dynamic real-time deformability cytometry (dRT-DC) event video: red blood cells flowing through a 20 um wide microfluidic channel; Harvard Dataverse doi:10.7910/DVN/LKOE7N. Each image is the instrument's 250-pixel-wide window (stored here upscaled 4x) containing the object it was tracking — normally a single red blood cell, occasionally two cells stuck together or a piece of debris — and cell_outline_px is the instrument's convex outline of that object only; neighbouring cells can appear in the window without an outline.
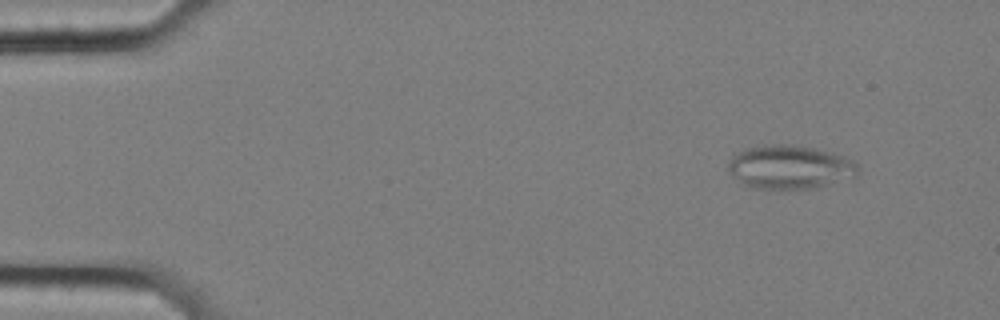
{"species": "common noctule bat (a hibernating species)", "species_latin": "Nyctalus noctula", "temperature_condition": "cold", "stored_images_in_passage": 53, "camera_frame_rate_fps": 3000, "um_per_image_px": 0.085, "animal": {"sex": "female", "body_mass_g": 25.1}, "frame": {"image": 1, "passage_image": 2, "time_ms": 0.333, "image_size_px": [1000, 320], "cell_outline_px": [[860, 172], [856, 176], [816, 188], [748, 188], [732, 176], [728, 172], [728, 160], [736, 152], [744, 148], [764, 144], [792, 144], [816, 148], [844, 156], [852, 160], [856, 164]], "centroid_in_image_um": [67.09, 14.18], "position_along_channel_um": 17.9, "area_um2": 33.41}}
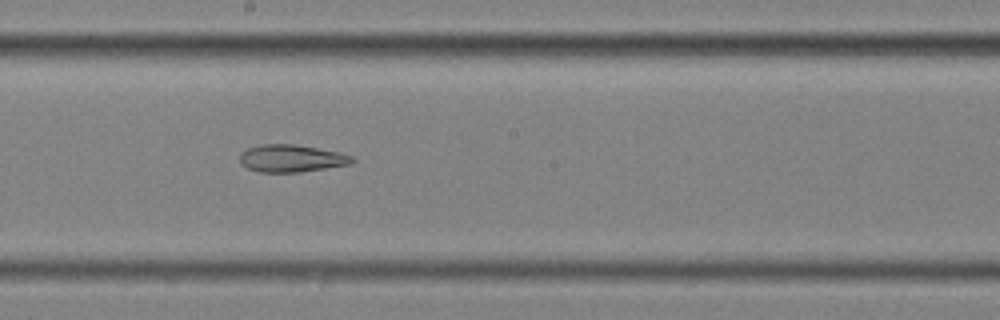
{"frame": {"image": 2, "passage_image": 28, "time_ms": 9.0, "image_size_px": [1000, 320], "cell_outline_px": [[356, 160], [352, 164], [300, 172], [260, 172], [248, 168], [240, 160], [240, 156], [248, 148], [260, 144], [292, 144], [340, 152], [352, 156]], "centroid_in_image_um": [24.82, 13.46], "position_along_channel_um": 223.4, "area_um2": 17.74}}
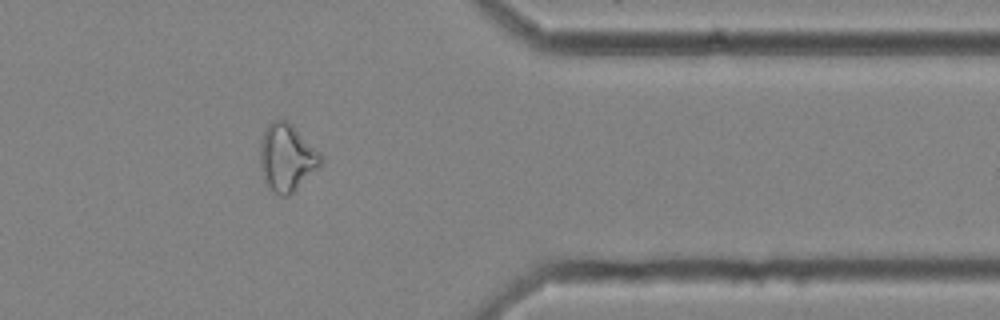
{"frame": {"image": 3, "passage_image": 43, "time_ms": 14.0, "image_size_px": [1000, 320], "cell_outline_px": [[324, 164], [288, 196], [280, 196], [272, 192], [264, 180], [260, 168], [260, 144], [264, 132], [268, 124], [272, 120], [288, 120], [324, 156]], "centroid_in_image_um": [24.4, 13.4], "position_along_channel_um": 387.0, "area_um2": 24.16}, "authors_computed_cell_mechanics": {"area_um2": 23.987, "velocity_mm_per_s": 3.5446, "shape_relaxation_time_tau1_ms": null, "shape_relaxation_time_tau2_ms": 4.8943, "deformation_change_tau1": null, "deformation_change_tau2": 0.1549}}